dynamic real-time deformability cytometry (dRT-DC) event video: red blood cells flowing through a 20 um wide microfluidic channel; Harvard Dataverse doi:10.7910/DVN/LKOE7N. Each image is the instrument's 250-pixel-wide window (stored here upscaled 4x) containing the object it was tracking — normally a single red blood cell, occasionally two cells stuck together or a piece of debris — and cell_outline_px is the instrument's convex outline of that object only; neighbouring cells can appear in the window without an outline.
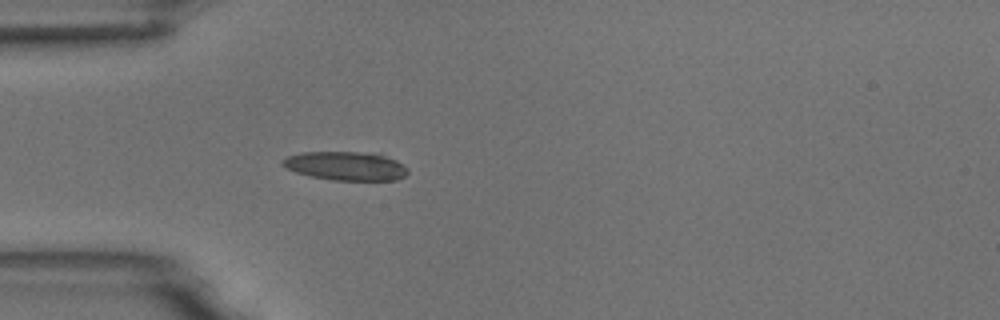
{"species": "common noctule bat (a hibernating species)", "species_latin": "Nyctalus noctula", "temperature_condition": "room temperature", "stored_images_in_passage": 40, "camera_frame_rate_fps": 3000, "um_per_image_px": 0.085, "animal": {"sex": "male", "body_mass_g": 18.8}, "frame": {"image": 1, "passage_image": 1, "time_ms": 0.0, "image_size_px": [1000, 320], "cell_outline_px": [[408, 172], [404, 176], [396, 180], [332, 180], [308, 176], [296, 172], [280, 164], [280, 160], [288, 156], [300, 152], [356, 152], [384, 156], [396, 160], [408, 168]], "centroid_in_image_um": [29.34, 14.11], "position_along_channel_um": 55.7, "area_um2": 20.87}}
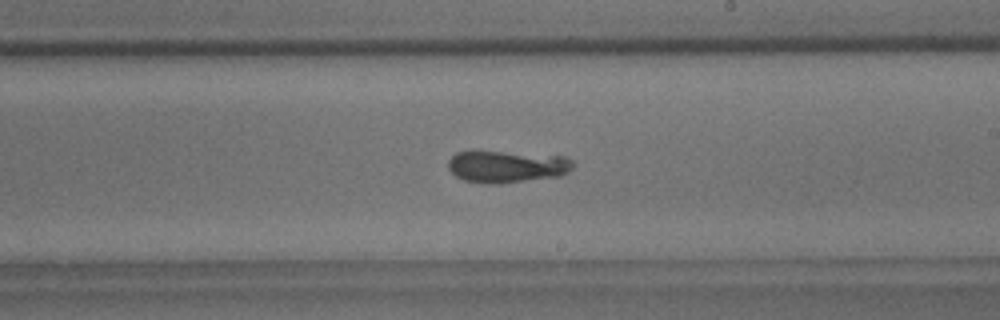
{"frame": {"image": 2, "passage_image": 17, "time_ms": 5.333, "image_size_px": [1000, 320], "cell_outline_px": [[572, 168], [568, 172], [560, 176], [500, 184], [484, 184], [464, 180], [456, 176], [448, 168], [448, 160], [456, 152], [504, 152], [564, 156], [572, 160]], "centroid_in_image_um": [43.08, 14.18], "position_along_channel_um": 245.9, "area_um2": 23.18}}
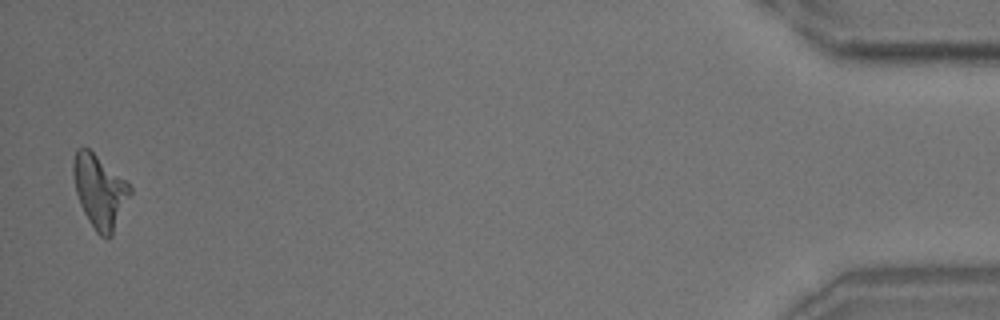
{"frame": {"image": 3, "passage_image": 39, "time_ms": 12.667, "image_size_px": [1000, 320], "cell_outline_px": [[132, 192], [112, 236], [108, 240], [100, 236], [96, 232], [88, 220], [80, 204], [76, 192], [72, 172], [72, 164], [76, 148], [88, 148], [124, 180], [132, 188]], "centroid_in_image_um": [8.46, 16.3], "position_along_channel_um": 426.7, "area_um2": 23.99}, "authors_computed_cell_mechanics": {"area_um2": 23.409, "velocity_mm_per_s": 3.6744, "shape_relaxation_time_tau1_ms": 10.5818, "shape_relaxation_time_tau2_ms": 6.1333, "deformation_change_tau1": 0.1114, "deformation_change_tau2": 0.1428}}